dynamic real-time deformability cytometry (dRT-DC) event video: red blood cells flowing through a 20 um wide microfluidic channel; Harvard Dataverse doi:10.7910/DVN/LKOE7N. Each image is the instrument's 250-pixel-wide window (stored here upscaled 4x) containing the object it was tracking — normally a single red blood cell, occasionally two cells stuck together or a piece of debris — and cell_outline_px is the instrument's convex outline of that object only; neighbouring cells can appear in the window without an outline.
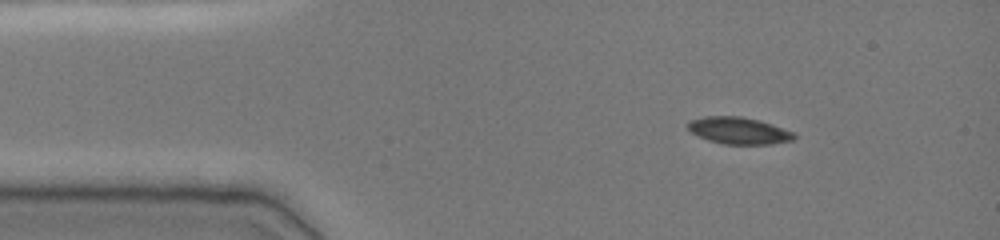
{"species": "common noctule bat (a hibernating species)", "species_latin": "Nyctalus noctula", "temperature_condition": "cold", "stored_images_in_passage": 44, "camera_frame_rate_fps": 3000, "um_per_image_px": 0.085, "animal": {"sex": "female", "body_mass_g": 19.0, "forearm_length_mm": 51.5}, "frame": {"image": 1, "passage_image": 1, "time_ms": 0.0, "image_size_px": [1000, 240], "cell_outline_px": [[796, 136], [792, 140], [768, 144], [724, 144], [708, 140], [692, 132], [688, 128], [688, 120], [704, 116], [740, 116], [772, 124], [792, 132]], "centroid_in_image_um": [62.75, 11.09], "position_along_channel_um": 22.2, "area_um2": 16.36}}
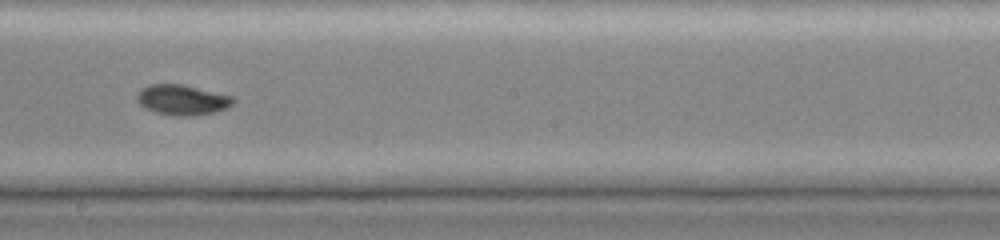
{"frame": {"image": 2, "passage_image": 22, "time_ms": 7.0, "image_size_px": [1000, 240], "cell_outline_px": [[236, 100], [232, 104], [216, 112], [192, 116], [176, 116], [156, 112], [144, 108], [136, 100], [136, 92], [140, 88], [148, 84], [180, 84], [232, 96]], "centroid_in_image_um": [15.43, 8.49], "position_along_channel_um": 232.8, "area_um2": 16.99}}
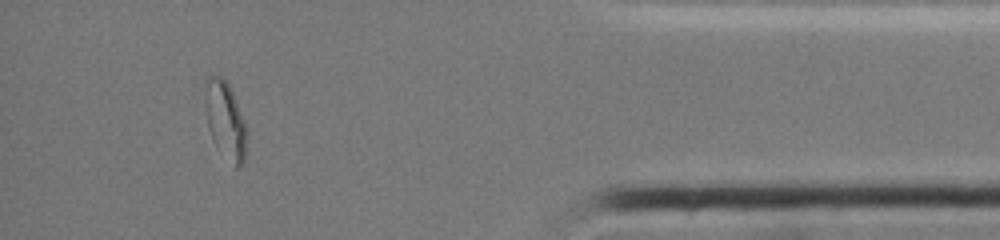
{"frame": {"image": 3, "passage_image": 39, "time_ms": 12.667, "image_size_px": [1000, 240], "cell_outline_px": [[248, 132], [244, 164], [236, 168], [212, 140], [208, 128], [204, 104], [204, 76], [212, 72], [220, 76], [228, 84], [232, 92], [248, 128]], "centroid_in_image_um": [19.13, 10.15], "position_along_channel_um": 416.1, "area_um2": 19.36}, "authors_computed_cell_mechanics": {"area_um2": 17.0799, "velocity_mm_per_s": 3.8409, "shape_relaxation_time_tau1_ms": null, "shape_relaxation_time_tau2_ms": 3.1698, "deformation_change_tau1": null, "deformation_change_tau2": 0.039}}